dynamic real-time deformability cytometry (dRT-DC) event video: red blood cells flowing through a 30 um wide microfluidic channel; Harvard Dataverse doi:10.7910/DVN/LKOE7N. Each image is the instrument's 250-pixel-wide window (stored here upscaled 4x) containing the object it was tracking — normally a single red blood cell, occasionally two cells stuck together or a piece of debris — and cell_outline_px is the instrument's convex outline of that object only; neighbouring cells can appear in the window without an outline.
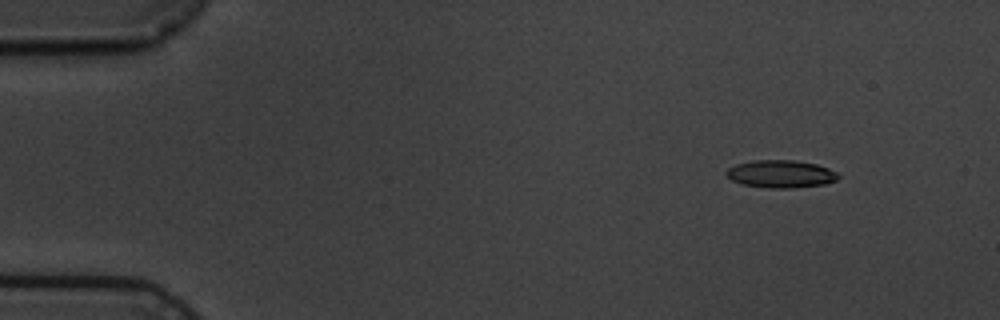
{"species": "common noctule bat (a hibernating species)", "species_latin": "Nyctalus noctula", "temperature_condition": "cold", "stored_images_in_passage": 3, "camera_frame_rate_fps": 3000, "um_per_image_px": 0.085, "animal": {"sex": "male", "body_mass_g": 19.5, "forearm_length_mm": 54.6}, "frame": {"image": 1, "passage_image": 1, "time_ms": 0.0, "image_size_px": [1000, 320], "cell_outline_px": [[840, 176], [836, 180], [824, 184], [792, 188], [772, 188], [744, 184], [732, 180], [724, 172], [728, 168], [736, 164], [752, 160], [796, 160], [816, 164], [828, 168], [836, 172]], "centroid_in_image_um": [66.37, 14.77], "position_along_channel_um": 18.6, "area_um2": 17.92}}